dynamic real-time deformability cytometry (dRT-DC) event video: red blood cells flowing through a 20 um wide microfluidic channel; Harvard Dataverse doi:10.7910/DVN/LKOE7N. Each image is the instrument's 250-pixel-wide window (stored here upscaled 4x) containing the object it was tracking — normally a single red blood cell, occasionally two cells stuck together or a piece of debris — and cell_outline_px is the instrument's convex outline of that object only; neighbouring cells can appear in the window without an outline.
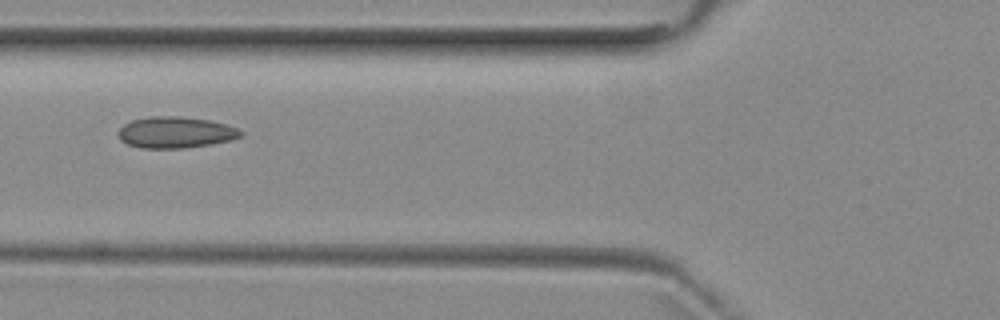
{"species": "common noctule bat (a hibernating species)", "species_latin": "Nyctalus noctula", "temperature_condition": "room temperature", "stored_images_in_passage": 6, "camera_frame_rate_fps": 3000, "um_per_image_px": 0.085, "animal": {"sex": "female", "body_mass_g": 29.2, "forearm_length_mm": 56.3}, "frame": {"image": 1, "passage_image": 5, "time_ms": 5.667, "image_size_px": [1000, 320], "cell_outline_px": [[244, 136], [232, 140], [184, 148], [140, 148], [128, 144], [120, 140], [120, 128], [124, 124], [132, 120], [152, 116], [180, 116], [212, 120], [236, 128], [244, 132]], "centroid_in_image_um": [14.95, 11.25], "position_along_channel_um": 110.8, "area_um2": 22.31}}
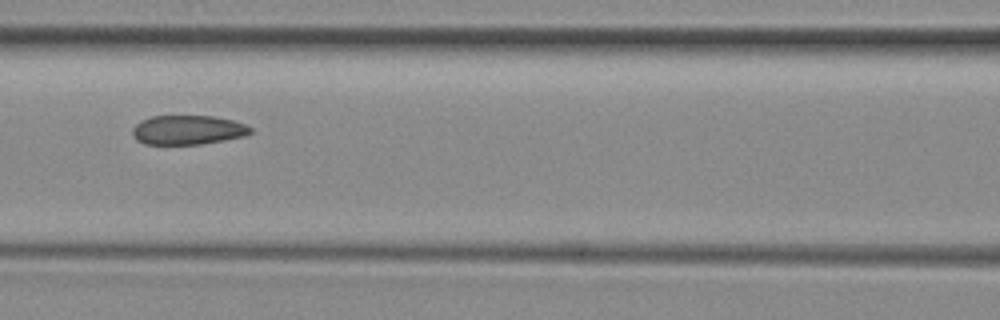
{"frame": {"image": 2, "passage_image": 6, "time_ms": 6.667, "image_size_px": [1000, 320], "cell_outline_px": [[252, 132], [244, 136], [204, 144], [144, 144], [136, 140], [132, 136], [132, 128], [140, 120], [152, 116], [212, 116], [232, 120], [244, 124], [252, 128]], "centroid_in_image_um": [15.93, 11.05], "position_along_channel_um": 150.7, "area_um2": 20.23}}